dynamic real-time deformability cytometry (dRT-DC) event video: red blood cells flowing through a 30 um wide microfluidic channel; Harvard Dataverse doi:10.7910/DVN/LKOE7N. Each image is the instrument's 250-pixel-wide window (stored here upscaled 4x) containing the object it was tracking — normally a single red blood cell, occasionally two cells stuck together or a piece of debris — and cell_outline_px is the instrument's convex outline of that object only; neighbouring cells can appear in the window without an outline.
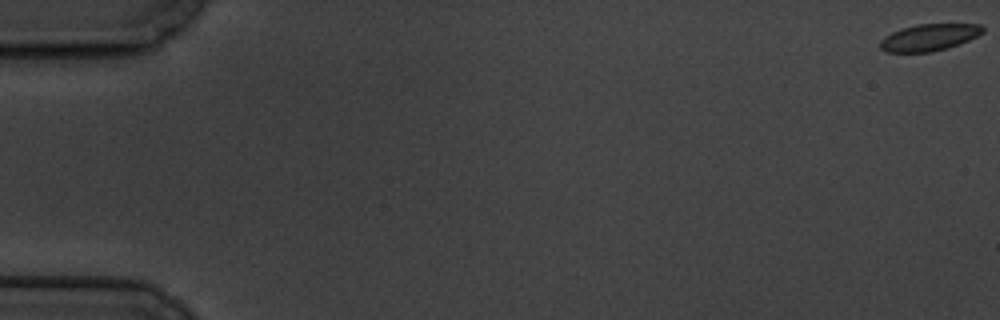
{"species": "common noctule bat (a hibernating species)", "species_latin": "Nyctalus noctula", "temperature_condition": "cold", "stored_images_in_passage": 4, "camera_frame_rate_fps": 3000, "um_per_image_px": 0.085, "animal": {"sex": "male", "body_mass_g": 19.5, "forearm_length_mm": 54.6}, "frame": {"image": 1, "passage_image": 1, "time_ms": 0.0, "image_size_px": [1000, 320], "cell_outline_px": [[984, 32], [968, 40], [948, 48], [928, 52], [888, 52], [880, 48], [880, 40], [884, 36], [900, 28], [916, 24], [980, 24], [984, 28]], "centroid_in_image_um": [78.96, 3.17], "position_along_channel_um": 6.0, "area_um2": 16.01}}